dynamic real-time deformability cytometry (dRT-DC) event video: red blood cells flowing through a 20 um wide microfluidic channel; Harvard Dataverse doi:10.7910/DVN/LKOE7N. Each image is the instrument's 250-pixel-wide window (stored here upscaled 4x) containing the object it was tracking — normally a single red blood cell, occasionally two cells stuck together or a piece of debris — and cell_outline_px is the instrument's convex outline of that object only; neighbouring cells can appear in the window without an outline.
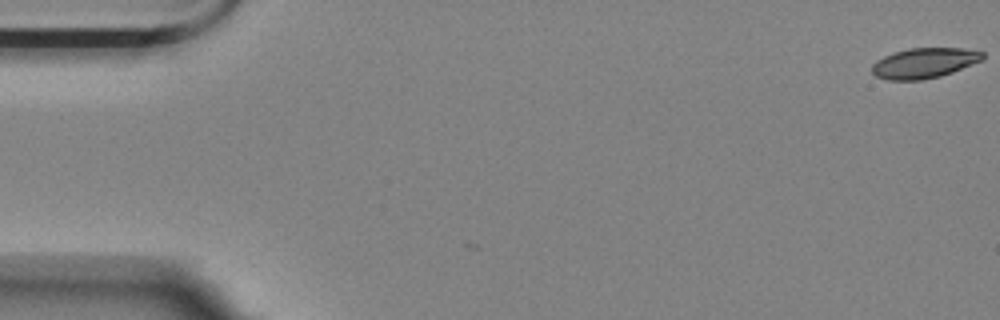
{"species": "Egyptian fruit bat (a non-hibernating species)", "species_latin": "Rousettus aegyptiacus", "temperature_condition": "room temperature", "stored_images_in_passage": 4, "camera_frame_rate_fps": 3000, "um_per_image_px": 0.085, "animal": {"sex": "female"}, "frame": {"image": 1, "passage_image": 1, "time_ms": 0.0, "image_size_px": [1000, 320], "cell_outline_px": [[984, 60], [952, 72], [940, 76], [920, 80], [888, 80], [876, 76], [872, 72], [872, 64], [876, 60], [892, 52], [908, 48], [960, 48], [984, 52]], "centroid_in_image_um": [78.55, 5.35], "position_along_channel_um": 6.5, "area_um2": 19.59}}